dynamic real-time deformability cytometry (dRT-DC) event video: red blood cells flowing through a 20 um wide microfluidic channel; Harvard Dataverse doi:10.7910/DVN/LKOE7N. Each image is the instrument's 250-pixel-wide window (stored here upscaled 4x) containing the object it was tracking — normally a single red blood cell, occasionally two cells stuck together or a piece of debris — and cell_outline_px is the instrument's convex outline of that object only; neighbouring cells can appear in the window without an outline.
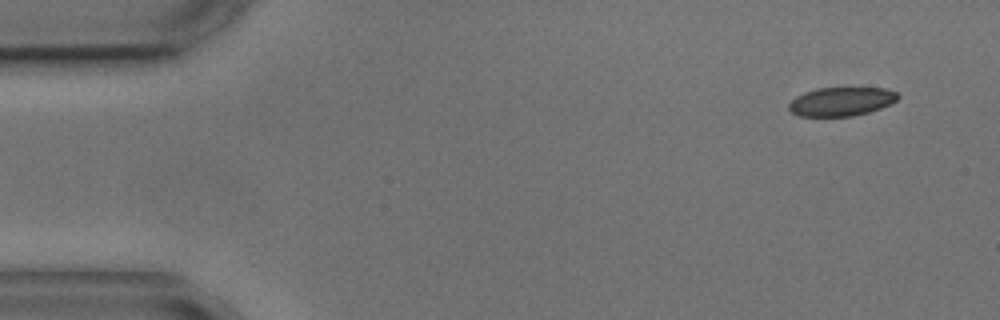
{"species": "common noctule bat (a hibernating species)", "species_latin": "Nyctalus noctula", "temperature_condition": "cold", "stored_images_in_passage": 4, "camera_frame_rate_fps": 3000, "um_per_image_px": 0.085, "animal": {"sex": "male", "body_mass_g": 17.9, "forearm_length_mm": 54.2}, "frame": {"image": 1, "passage_image": 1, "time_ms": 0.0, "image_size_px": [1000, 320], "cell_outline_px": [[900, 96], [896, 100], [880, 108], [868, 112], [852, 116], [800, 116], [792, 112], [788, 108], [788, 104], [796, 96], [804, 92], [816, 88], [888, 88], [896, 92]], "centroid_in_image_um": [71.49, 8.62], "position_along_channel_um": 13.5, "area_um2": 18.21}}
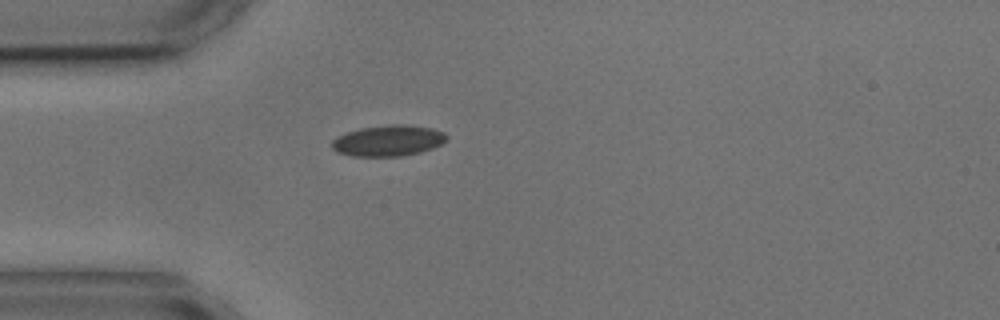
{"frame": {"image": 2, "passage_image": 4, "time_ms": 3.667, "image_size_px": [1000, 320], "cell_outline_px": [[448, 140], [432, 148], [420, 152], [400, 156], [352, 156], [336, 152], [332, 148], [332, 140], [348, 132], [360, 128], [388, 124], [404, 124], [432, 128], [444, 132], [448, 136]], "centroid_in_image_um": [33.02, 11.95], "position_along_channel_um": 52.0, "area_um2": 20.69}}